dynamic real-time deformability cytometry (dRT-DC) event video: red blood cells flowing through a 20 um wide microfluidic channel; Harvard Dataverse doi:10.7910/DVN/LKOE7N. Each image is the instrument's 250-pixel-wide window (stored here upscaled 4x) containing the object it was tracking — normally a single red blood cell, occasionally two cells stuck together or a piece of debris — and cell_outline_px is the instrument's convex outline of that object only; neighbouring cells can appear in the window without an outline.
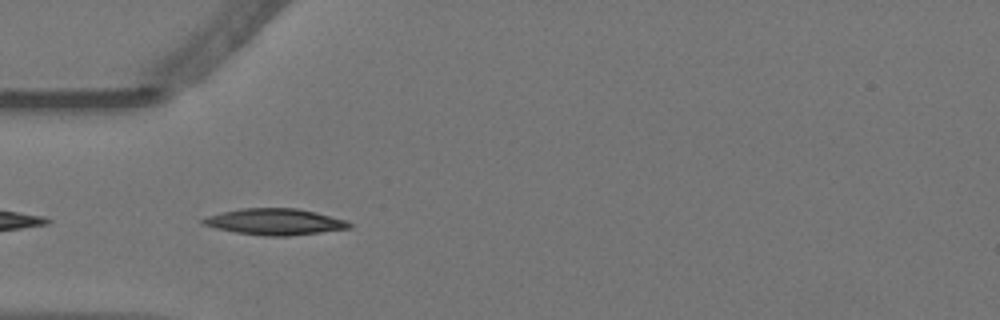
{"species": "Egyptian fruit bat (a non-hibernating species)", "species_latin": "Rousettus aegyptiacus", "temperature_condition": "warm", "stored_images_in_passage": 40, "camera_frame_rate_fps": 3000, "um_per_image_px": 0.085, "animal": {"sex": "female"}, "frame": {"image": 1, "passage_image": 2, "time_ms": 0.333, "image_size_px": [1000, 320], "cell_outline_px": [[352, 228], [288, 236], [264, 236], [236, 232], [216, 228], [200, 224], [200, 220], [204, 216], [220, 212], [240, 208], [296, 208], [316, 212], [348, 220], [352, 224]], "centroid_in_image_um": [23.34, 18.84], "position_along_channel_um": 61.7, "area_um2": 22.66}}
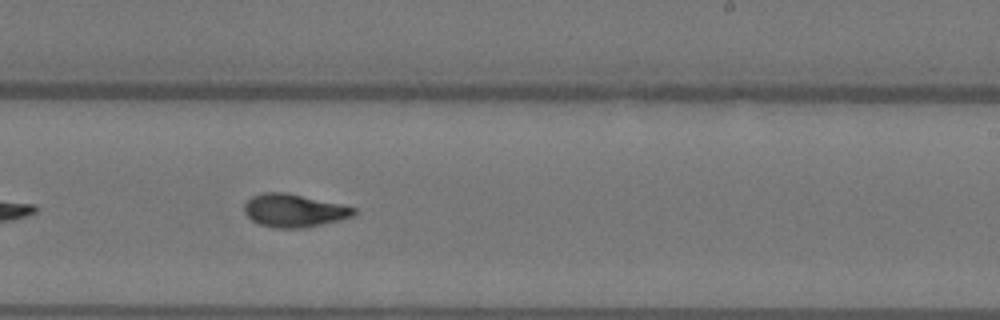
{"frame": {"image": 2, "passage_image": 19, "time_ms": 6.0, "image_size_px": [1000, 320], "cell_outline_px": [[356, 216], [340, 220], [304, 228], [272, 228], [260, 224], [252, 220], [244, 212], [244, 204], [252, 196], [264, 192], [284, 192], [340, 204], [356, 208]], "centroid_in_image_um": [24.99, 17.91], "position_along_channel_um": 264.0, "area_um2": 21.04}}
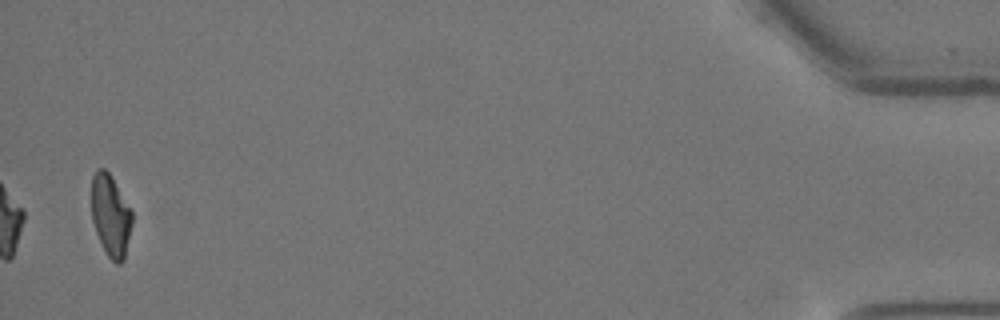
{"frame": {"image": 3, "passage_image": 40, "time_ms": 13.0, "image_size_px": [1000, 320], "cell_outline_px": [[132, 224], [124, 260], [120, 264], [116, 264], [108, 256], [96, 232], [92, 220], [92, 176], [100, 168], [104, 168], [112, 176], [132, 208]], "centroid_in_image_um": [9.43, 18.3], "position_along_channel_um": 425.8, "area_um2": 19.42}, "authors_computed_cell_mechanics": {"area_um2": 20.7502, "velocity_mm_per_s": 3.5966, "shape_relaxation_time_tau1_ms": 5.5544, "shape_relaxation_time_tau2_ms": 2.6485, "deformation_change_tau1": 0.2249, "deformation_change_tau2": 0.0969}}